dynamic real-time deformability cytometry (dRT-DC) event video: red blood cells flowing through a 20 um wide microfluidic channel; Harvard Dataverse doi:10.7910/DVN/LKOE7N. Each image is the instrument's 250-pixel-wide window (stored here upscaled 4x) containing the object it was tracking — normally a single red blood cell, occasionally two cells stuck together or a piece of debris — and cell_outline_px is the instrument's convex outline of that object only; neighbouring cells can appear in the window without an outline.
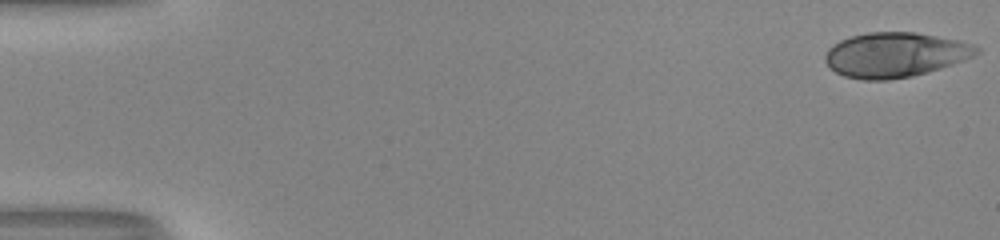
{"species": "human", "species_latin": "Homo sapiens", "temperature_condition": "room temperature", "stored_images_in_passage": 52, "camera_frame_rate_fps": 3000, "um_per_image_px": 0.085, "donor": {"sex": "male"}, "frame": {"image": 1, "passage_image": 1, "time_ms": 0.0, "image_size_px": [1000, 240], "cell_outline_px": [[980, 52], [972, 56], [940, 68], [912, 76], [888, 80], [864, 80], [844, 76], [836, 72], [824, 60], [824, 56], [828, 48], [832, 44], [840, 40], [852, 36], [868, 32], [916, 32], [960, 40], [972, 44], [980, 48]], "centroid_in_image_um": [76.06, 4.65], "position_along_channel_um": 8.9, "area_um2": 39.36}}
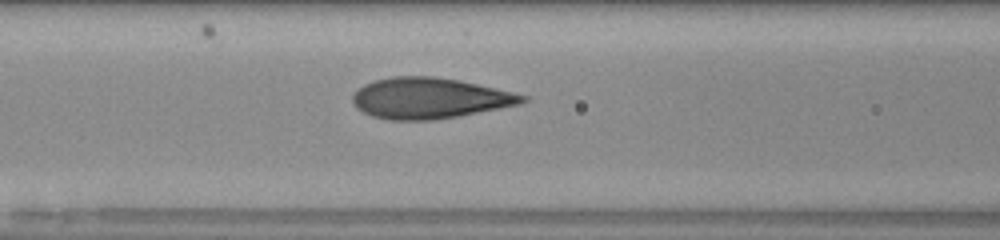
{"frame": {"image": 2, "passage_image": 23, "time_ms": 7.333, "image_size_px": [1000, 240], "cell_outline_px": [[528, 100], [520, 104], [500, 108], [456, 116], [432, 120], [392, 120], [372, 116], [356, 108], [352, 100], [352, 96], [364, 84], [372, 80], [392, 76], [432, 76], [460, 80], [512, 92], [528, 96]], "centroid_in_image_um": [36.49, 8.34], "position_along_channel_um": 130.1, "area_um2": 40.23}}
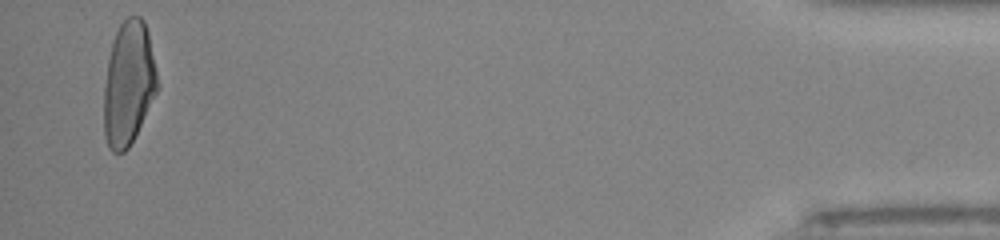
{"frame": {"image": 3, "passage_image": 51, "time_ms": 16.667, "image_size_px": [1000, 240], "cell_outline_px": [[160, 84], [128, 148], [124, 152], [112, 152], [108, 148], [104, 136], [104, 88], [108, 60], [112, 44], [116, 32], [120, 24], [128, 16], [140, 16], [144, 20], [148, 32]], "centroid_in_image_um": [10.92, 7.07], "position_along_channel_um": 424.3, "area_um2": 38.38}, "authors_computed_cell_mechanics": {"area_um2": 38.9283, "velocity_mm_per_s": 4.0582, "shape_relaxation_time_tau1_ms": 5.4331, "shape_relaxation_time_tau2_ms": null, "deformation_change_tau1": 0.2439, "deformation_change_tau2": null}}